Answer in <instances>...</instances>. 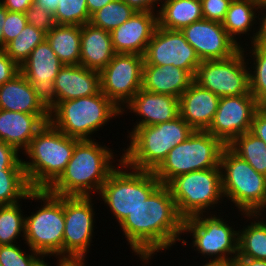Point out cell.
Instances as JSON below:
<instances>
[{"instance_id":"cell-56","label":"cell","mask_w":266,"mask_h":266,"mask_svg":"<svg viewBox=\"0 0 266 266\" xmlns=\"http://www.w3.org/2000/svg\"><path fill=\"white\" fill-rule=\"evenodd\" d=\"M266 213V203L265 205L260 209V211L258 212V214H264Z\"/></svg>"},{"instance_id":"cell-44","label":"cell","mask_w":266,"mask_h":266,"mask_svg":"<svg viewBox=\"0 0 266 266\" xmlns=\"http://www.w3.org/2000/svg\"><path fill=\"white\" fill-rule=\"evenodd\" d=\"M250 132L266 144V114L259 109L254 115Z\"/></svg>"},{"instance_id":"cell-2","label":"cell","mask_w":266,"mask_h":266,"mask_svg":"<svg viewBox=\"0 0 266 266\" xmlns=\"http://www.w3.org/2000/svg\"><path fill=\"white\" fill-rule=\"evenodd\" d=\"M96 139L79 140L60 177L47 189L57 196H93L99 194L115 166L114 150ZM114 162V163H113ZM113 163V164H112Z\"/></svg>"},{"instance_id":"cell-13","label":"cell","mask_w":266,"mask_h":266,"mask_svg":"<svg viewBox=\"0 0 266 266\" xmlns=\"http://www.w3.org/2000/svg\"><path fill=\"white\" fill-rule=\"evenodd\" d=\"M93 198L94 196H64V258L87 259L96 223Z\"/></svg>"},{"instance_id":"cell-52","label":"cell","mask_w":266,"mask_h":266,"mask_svg":"<svg viewBox=\"0 0 266 266\" xmlns=\"http://www.w3.org/2000/svg\"><path fill=\"white\" fill-rule=\"evenodd\" d=\"M6 15L7 9L0 3V48L4 47V35L2 32V28L5 23Z\"/></svg>"},{"instance_id":"cell-10","label":"cell","mask_w":266,"mask_h":266,"mask_svg":"<svg viewBox=\"0 0 266 266\" xmlns=\"http://www.w3.org/2000/svg\"><path fill=\"white\" fill-rule=\"evenodd\" d=\"M167 186L183 219L199 214H209L211 208V210L216 209L217 204H222L225 199L220 168L178 175Z\"/></svg>"},{"instance_id":"cell-45","label":"cell","mask_w":266,"mask_h":266,"mask_svg":"<svg viewBox=\"0 0 266 266\" xmlns=\"http://www.w3.org/2000/svg\"><path fill=\"white\" fill-rule=\"evenodd\" d=\"M123 1L127 3L131 8H133L136 12L158 13L159 9L157 8L160 6V0H123Z\"/></svg>"},{"instance_id":"cell-24","label":"cell","mask_w":266,"mask_h":266,"mask_svg":"<svg viewBox=\"0 0 266 266\" xmlns=\"http://www.w3.org/2000/svg\"><path fill=\"white\" fill-rule=\"evenodd\" d=\"M193 82L194 76L179 67L143 65L142 89L147 92L180 98Z\"/></svg>"},{"instance_id":"cell-50","label":"cell","mask_w":266,"mask_h":266,"mask_svg":"<svg viewBox=\"0 0 266 266\" xmlns=\"http://www.w3.org/2000/svg\"><path fill=\"white\" fill-rule=\"evenodd\" d=\"M113 1L114 0H86L90 16L99 9H101L103 6Z\"/></svg>"},{"instance_id":"cell-16","label":"cell","mask_w":266,"mask_h":266,"mask_svg":"<svg viewBox=\"0 0 266 266\" xmlns=\"http://www.w3.org/2000/svg\"><path fill=\"white\" fill-rule=\"evenodd\" d=\"M258 101L251 94L220 97L208 132L228 146L237 136L251 129Z\"/></svg>"},{"instance_id":"cell-57","label":"cell","mask_w":266,"mask_h":266,"mask_svg":"<svg viewBox=\"0 0 266 266\" xmlns=\"http://www.w3.org/2000/svg\"><path fill=\"white\" fill-rule=\"evenodd\" d=\"M260 6H266V0H256Z\"/></svg>"},{"instance_id":"cell-28","label":"cell","mask_w":266,"mask_h":266,"mask_svg":"<svg viewBox=\"0 0 266 266\" xmlns=\"http://www.w3.org/2000/svg\"><path fill=\"white\" fill-rule=\"evenodd\" d=\"M158 26L168 30H182L203 18L201 0H160Z\"/></svg>"},{"instance_id":"cell-8","label":"cell","mask_w":266,"mask_h":266,"mask_svg":"<svg viewBox=\"0 0 266 266\" xmlns=\"http://www.w3.org/2000/svg\"><path fill=\"white\" fill-rule=\"evenodd\" d=\"M219 167L224 198L231 200L241 216L258 213L266 203V176L256 172L228 146L222 150Z\"/></svg>"},{"instance_id":"cell-51","label":"cell","mask_w":266,"mask_h":266,"mask_svg":"<svg viewBox=\"0 0 266 266\" xmlns=\"http://www.w3.org/2000/svg\"><path fill=\"white\" fill-rule=\"evenodd\" d=\"M49 256V259H50V256H54V257H56V259H57V264H56V266H62V261L65 259L64 257H62V256H58L57 257V255H39L35 260H34V262L32 263V265L31 266H51V265H49V263H47V262H45L46 260H45V258L46 257H48ZM44 259V260H43Z\"/></svg>"},{"instance_id":"cell-32","label":"cell","mask_w":266,"mask_h":266,"mask_svg":"<svg viewBox=\"0 0 266 266\" xmlns=\"http://www.w3.org/2000/svg\"><path fill=\"white\" fill-rule=\"evenodd\" d=\"M245 48H241L244 55L246 57L250 56V58L246 60H253L250 61V63L248 62V64H251L248 65L250 93L259 103L266 96V46L257 43H251V47ZM247 51L250 52L246 53Z\"/></svg>"},{"instance_id":"cell-4","label":"cell","mask_w":266,"mask_h":266,"mask_svg":"<svg viewBox=\"0 0 266 266\" xmlns=\"http://www.w3.org/2000/svg\"><path fill=\"white\" fill-rule=\"evenodd\" d=\"M193 131L180 115L169 122L134 127L127 132L130 142L123 149L122 160L131 168L154 171L169 151L186 141Z\"/></svg>"},{"instance_id":"cell-55","label":"cell","mask_w":266,"mask_h":266,"mask_svg":"<svg viewBox=\"0 0 266 266\" xmlns=\"http://www.w3.org/2000/svg\"><path fill=\"white\" fill-rule=\"evenodd\" d=\"M259 110L266 114V96L258 103Z\"/></svg>"},{"instance_id":"cell-43","label":"cell","mask_w":266,"mask_h":266,"mask_svg":"<svg viewBox=\"0 0 266 266\" xmlns=\"http://www.w3.org/2000/svg\"><path fill=\"white\" fill-rule=\"evenodd\" d=\"M20 73V66L0 48V86Z\"/></svg>"},{"instance_id":"cell-25","label":"cell","mask_w":266,"mask_h":266,"mask_svg":"<svg viewBox=\"0 0 266 266\" xmlns=\"http://www.w3.org/2000/svg\"><path fill=\"white\" fill-rule=\"evenodd\" d=\"M0 109L27 114H49L33 85L21 74L0 86Z\"/></svg>"},{"instance_id":"cell-46","label":"cell","mask_w":266,"mask_h":266,"mask_svg":"<svg viewBox=\"0 0 266 266\" xmlns=\"http://www.w3.org/2000/svg\"><path fill=\"white\" fill-rule=\"evenodd\" d=\"M261 10V11H260ZM266 6H260L258 13V32L254 43L266 46ZM261 13V14H260Z\"/></svg>"},{"instance_id":"cell-40","label":"cell","mask_w":266,"mask_h":266,"mask_svg":"<svg viewBox=\"0 0 266 266\" xmlns=\"http://www.w3.org/2000/svg\"><path fill=\"white\" fill-rule=\"evenodd\" d=\"M26 14L7 10L2 32L4 35V46L13 40L27 25Z\"/></svg>"},{"instance_id":"cell-6","label":"cell","mask_w":266,"mask_h":266,"mask_svg":"<svg viewBox=\"0 0 266 266\" xmlns=\"http://www.w3.org/2000/svg\"><path fill=\"white\" fill-rule=\"evenodd\" d=\"M116 160L118 167L110 173L98 195L120 225L129 213L150 197L161 182L153 171L129 167L122 160V155Z\"/></svg>"},{"instance_id":"cell-34","label":"cell","mask_w":266,"mask_h":266,"mask_svg":"<svg viewBox=\"0 0 266 266\" xmlns=\"http://www.w3.org/2000/svg\"><path fill=\"white\" fill-rule=\"evenodd\" d=\"M21 208L20 202L0 205V245L15 244L20 237L24 240L25 215Z\"/></svg>"},{"instance_id":"cell-54","label":"cell","mask_w":266,"mask_h":266,"mask_svg":"<svg viewBox=\"0 0 266 266\" xmlns=\"http://www.w3.org/2000/svg\"><path fill=\"white\" fill-rule=\"evenodd\" d=\"M86 259H67L62 261V266H86Z\"/></svg>"},{"instance_id":"cell-9","label":"cell","mask_w":266,"mask_h":266,"mask_svg":"<svg viewBox=\"0 0 266 266\" xmlns=\"http://www.w3.org/2000/svg\"><path fill=\"white\" fill-rule=\"evenodd\" d=\"M225 145L208 131L194 130L189 138L169 151L153 171L162 185L176 176L192 171L220 168V156Z\"/></svg>"},{"instance_id":"cell-49","label":"cell","mask_w":266,"mask_h":266,"mask_svg":"<svg viewBox=\"0 0 266 266\" xmlns=\"http://www.w3.org/2000/svg\"><path fill=\"white\" fill-rule=\"evenodd\" d=\"M58 2L59 0H34V4L42 7L43 9H46L53 15L58 8Z\"/></svg>"},{"instance_id":"cell-33","label":"cell","mask_w":266,"mask_h":266,"mask_svg":"<svg viewBox=\"0 0 266 266\" xmlns=\"http://www.w3.org/2000/svg\"><path fill=\"white\" fill-rule=\"evenodd\" d=\"M32 190L25 170L0 171V205L14 204L21 199L26 201Z\"/></svg>"},{"instance_id":"cell-18","label":"cell","mask_w":266,"mask_h":266,"mask_svg":"<svg viewBox=\"0 0 266 266\" xmlns=\"http://www.w3.org/2000/svg\"><path fill=\"white\" fill-rule=\"evenodd\" d=\"M181 32L201 61L226 59L241 49L222 23L216 21L202 19L184 27Z\"/></svg>"},{"instance_id":"cell-29","label":"cell","mask_w":266,"mask_h":266,"mask_svg":"<svg viewBox=\"0 0 266 266\" xmlns=\"http://www.w3.org/2000/svg\"><path fill=\"white\" fill-rule=\"evenodd\" d=\"M243 218L250 222L238 229L237 257L266 260V213H243Z\"/></svg>"},{"instance_id":"cell-30","label":"cell","mask_w":266,"mask_h":266,"mask_svg":"<svg viewBox=\"0 0 266 266\" xmlns=\"http://www.w3.org/2000/svg\"><path fill=\"white\" fill-rule=\"evenodd\" d=\"M46 40L64 65L80 64L81 26L55 24Z\"/></svg>"},{"instance_id":"cell-23","label":"cell","mask_w":266,"mask_h":266,"mask_svg":"<svg viewBox=\"0 0 266 266\" xmlns=\"http://www.w3.org/2000/svg\"><path fill=\"white\" fill-rule=\"evenodd\" d=\"M47 122L49 114H27L0 109V140L23 152Z\"/></svg>"},{"instance_id":"cell-14","label":"cell","mask_w":266,"mask_h":266,"mask_svg":"<svg viewBox=\"0 0 266 266\" xmlns=\"http://www.w3.org/2000/svg\"><path fill=\"white\" fill-rule=\"evenodd\" d=\"M144 56L115 53L100 71L101 92L120 110L142 88Z\"/></svg>"},{"instance_id":"cell-22","label":"cell","mask_w":266,"mask_h":266,"mask_svg":"<svg viewBox=\"0 0 266 266\" xmlns=\"http://www.w3.org/2000/svg\"><path fill=\"white\" fill-rule=\"evenodd\" d=\"M57 103L87 97L101 91L100 72L79 65H64L56 75Z\"/></svg>"},{"instance_id":"cell-41","label":"cell","mask_w":266,"mask_h":266,"mask_svg":"<svg viewBox=\"0 0 266 266\" xmlns=\"http://www.w3.org/2000/svg\"><path fill=\"white\" fill-rule=\"evenodd\" d=\"M233 0H201L205 20L222 23Z\"/></svg>"},{"instance_id":"cell-11","label":"cell","mask_w":266,"mask_h":266,"mask_svg":"<svg viewBox=\"0 0 266 266\" xmlns=\"http://www.w3.org/2000/svg\"><path fill=\"white\" fill-rule=\"evenodd\" d=\"M215 214L216 212L213 215L212 211L184 219L182 234L190 233L193 240L190 246L198 251L197 254L200 253L202 258L236 261L238 230L230 226L228 221L223 219V215Z\"/></svg>"},{"instance_id":"cell-26","label":"cell","mask_w":266,"mask_h":266,"mask_svg":"<svg viewBox=\"0 0 266 266\" xmlns=\"http://www.w3.org/2000/svg\"><path fill=\"white\" fill-rule=\"evenodd\" d=\"M114 54L109 31L94 27L90 23L81 26V66L100 72Z\"/></svg>"},{"instance_id":"cell-31","label":"cell","mask_w":266,"mask_h":266,"mask_svg":"<svg viewBox=\"0 0 266 266\" xmlns=\"http://www.w3.org/2000/svg\"><path fill=\"white\" fill-rule=\"evenodd\" d=\"M228 147L258 173L266 176V144L250 131L237 136Z\"/></svg>"},{"instance_id":"cell-3","label":"cell","mask_w":266,"mask_h":266,"mask_svg":"<svg viewBox=\"0 0 266 266\" xmlns=\"http://www.w3.org/2000/svg\"><path fill=\"white\" fill-rule=\"evenodd\" d=\"M79 140L45 123L22 152L27 156L22 164L32 189H48L60 177Z\"/></svg>"},{"instance_id":"cell-5","label":"cell","mask_w":266,"mask_h":266,"mask_svg":"<svg viewBox=\"0 0 266 266\" xmlns=\"http://www.w3.org/2000/svg\"><path fill=\"white\" fill-rule=\"evenodd\" d=\"M119 115L121 110L100 91L57 103L49 111V122L65 135L83 140L92 139L96 131Z\"/></svg>"},{"instance_id":"cell-47","label":"cell","mask_w":266,"mask_h":266,"mask_svg":"<svg viewBox=\"0 0 266 266\" xmlns=\"http://www.w3.org/2000/svg\"><path fill=\"white\" fill-rule=\"evenodd\" d=\"M0 3L8 11L25 13L34 0H0Z\"/></svg>"},{"instance_id":"cell-21","label":"cell","mask_w":266,"mask_h":266,"mask_svg":"<svg viewBox=\"0 0 266 266\" xmlns=\"http://www.w3.org/2000/svg\"><path fill=\"white\" fill-rule=\"evenodd\" d=\"M220 97L195 81L179 98V115L194 130L207 131L214 119Z\"/></svg>"},{"instance_id":"cell-39","label":"cell","mask_w":266,"mask_h":266,"mask_svg":"<svg viewBox=\"0 0 266 266\" xmlns=\"http://www.w3.org/2000/svg\"><path fill=\"white\" fill-rule=\"evenodd\" d=\"M25 14L29 24L46 34L55 26L53 14L34 3L26 10Z\"/></svg>"},{"instance_id":"cell-20","label":"cell","mask_w":266,"mask_h":266,"mask_svg":"<svg viewBox=\"0 0 266 266\" xmlns=\"http://www.w3.org/2000/svg\"><path fill=\"white\" fill-rule=\"evenodd\" d=\"M128 110L140 118L134 127L157 125L179 116V98L147 92L141 88L122 108L120 117Z\"/></svg>"},{"instance_id":"cell-36","label":"cell","mask_w":266,"mask_h":266,"mask_svg":"<svg viewBox=\"0 0 266 266\" xmlns=\"http://www.w3.org/2000/svg\"><path fill=\"white\" fill-rule=\"evenodd\" d=\"M135 12L123 0H114L93 13L89 23L94 27L111 32L131 18Z\"/></svg>"},{"instance_id":"cell-7","label":"cell","mask_w":266,"mask_h":266,"mask_svg":"<svg viewBox=\"0 0 266 266\" xmlns=\"http://www.w3.org/2000/svg\"><path fill=\"white\" fill-rule=\"evenodd\" d=\"M29 199L43 201V205L30 216L25 215L24 243L41 255L63 257L64 196L54 195L47 189H33Z\"/></svg>"},{"instance_id":"cell-42","label":"cell","mask_w":266,"mask_h":266,"mask_svg":"<svg viewBox=\"0 0 266 266\" xmlns=\"http://www.w3.org/2000/svg\"><path fill=\"white\" fill-rule=\"evenodd\" d=\"M15 147L0 140V171L1 170H24L22 158Z\"/></svg>"},{"instance_id":"cell-37","label":"cell","mask_w":266,"mask_h":266,"mask_svg":"<svg viewBox=\"0 0 266 266\" xmlns=\"http://www.w3.org/2000/svg\"><path fill=\"white\" fill-rule=\"evenodd\" d=\"M86 0H59L53 15L55 24L82 26L90 22Z\"/></svg>"},{"instance_id":"cell-15","label":"cell","mask_w":266,"mask_h":266,"mask_svg":"<svg viewBox=\"0 0 266 266\" xmlns=\"http://www.w3.org/2000/svg\"><path fill=\"white\" fill-rule=\"evenodd\" d=\"M201 60L180 30L157 26L144 54V65H173L194 77Z\"/></svg>"},{"instance_id":"cell-48","label":"cell","mask_w":266,"mask_h":266,"mask_svg":"<svg viewBox=\"0 0 266 266\" xmlns=\"http://www.w3.org/2000/svg\"><path fill=\"white\" fill-rule=\"evenodd\" d=\"M236 266H266V260H260L248 257H237Z\"/></svg>"},{"instance_id":"cell-12","label":"cell","mask_w":266,"mask_h":266,"mask_svg":"<svg viewBox=\"0 0 266 266\" xmlns=\"http://www.w3.org/2000/svg\"><path fill=\"white\" fill-rule=\"evenodd\" d=\"M248 65L240 49L226 59L201 61L194 81L218 97L251 94Z\"/></svg>"},{"instance_id":"cell-17","label":"cell","mask_w":266,"mask_h":266,"mask_svg":"<svg viewBox=\"0 0 266 266\" xmlns=\"http://www.w3.org/2000/svg\"><path fill=\"white\" fill-rule=\"evenodd\" d=\"M63 66L46 39L20 65V73L33 85L37 98L49 111L57 104L54 81Z\"/></svg>"},{"instance_id":"cell-19","label":"cell","mask_w":266,"mask_h":266,"mask_svg":"<svg viewBox=\"0 0 266 266\" xmlns=\"http://www.w3.org/2000/svg\"><path fill=\"white\" fill-rule=\"evenodd\" d=\"M157 26V13L135 12L110 32L114 52L144 56Z\"/></svg>"},{"instance_id":"cell-53","label":"cell","mask_w":266,"mask_h":266,"mask_svg":"<svg viewBox=\"0 0 266 266\" xmlns=\"http://www.w3.org/2000/svg\"><path fill=\"white\" fill-rule=\"evenodd\" d=\"M207 263L200 266H236L235 261H223L220 259H206Z\"/></svg>"},{"instance_id":"cell-38","label":"cell","mask_w":266,"mask_h":266,"mask_svg":"<svg viewBox=\"0 0 266 266\" xmlns=\"http://www.w3.org/2000/svg\"><path fill=\"white\" fill-rule=\"evenodd\" d=\"M17 244L0 245V264L2 266H31L40 255L30 248L28 249L30 253L26 254Z\"/></svg>"},{"instance_id":"cell-35","label":"cell","mask_w":266,"mask_h":266,"mask_svg":"<svg viewBox=\"0 0 266 266\" xmlns=\"http://www.w3.org/2000/svg\"><path fill=\"white\" fill-rule=\"evenodd\" d=\"M46 39V33L27 23L25 28L3 48L19 66L29 57L32 50Z\"/></svg>"},{"instance_id":"cell-1","label":"cell","mask_w":266,"mask_h":266,"mask_svg":"<svg viewBox=\"0 0 266 266\" xmlns=\"http://www.w3.org/2000/svg\"><path fill=\"white\" fill-rule=\"evenodd\" d=\"M183 221L169 187L161 184L144 203L129 213L119 229L133 255L149 265L154 255L166 252L176 242L187 245V239L181 238Z\"/></svg>"},{"instance_id":"cell-27","label":"cell","mask_w":266,"mask_h":266,"mask_svg":"<svg viewBox=\"0 0 266 266\" xmlns=\"http://www.w3.org/2000/svg\"><path fill=\"white\" fill-rule=\"evenodd\" d=\"M259 7L260 5L256 0H233L226 12L222 25L229 36L241 48L243 47L241 36H244V34L245 36L247 34L248 36L250 35L248 37L251 41L250 43H254L255 41L258 32V28L256 27L258 24L257 18L259 17L256 12L259 11ZM251 32H253L252 36L250 34ZM238 38H240L241 42L238 41Z\"/></svg>"}]
</instances>
